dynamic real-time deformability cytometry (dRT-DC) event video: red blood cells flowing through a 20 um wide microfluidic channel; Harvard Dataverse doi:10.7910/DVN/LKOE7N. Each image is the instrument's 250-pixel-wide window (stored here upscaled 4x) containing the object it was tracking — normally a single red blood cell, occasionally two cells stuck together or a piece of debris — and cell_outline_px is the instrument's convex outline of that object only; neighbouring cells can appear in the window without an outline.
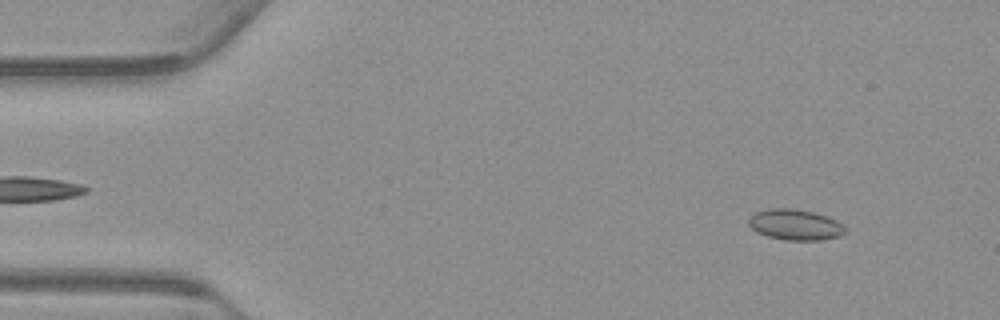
{"species": "common noctule bat (a hibernating species)", "species_latin": "Nyctalus noctula", "temperature_condition": "warm", "stored_images_in_passage": 54, "camera_frame_rate_fps": 3000, "um_per_image_px": 0.085, "animal": {"sex": "male", "body_mass_g": 23.1, "forearm_length_mm": 52.7}, "frame": {"image": 1, "passage_image": 5, "time_ms": 1.333, "image_size_px": [1000, 320], "cell_outline_px": [[844, 232], [840, 236], [820, 240], [784, 240], [768, 236], [756, 232], [748, 224], [748, 220], [756, 212], [768, 208], [792, 208], [812, 212], [836, 220], [844, 228]], "centroid_in_image_um": [67.54, 19.1], "position_along_channel_um": 17.5, "area_um2": 17.05}}
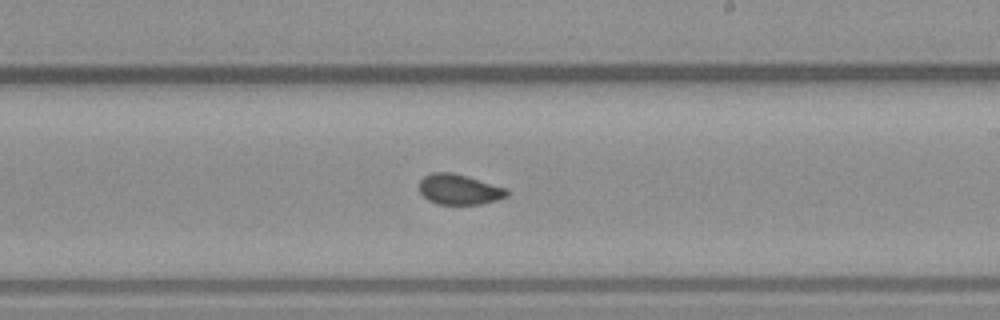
{"frame": {"image": 2, "passage_image": 31, "time_ms": 10.0, "image_size_px": [1000, 320], "cell_outline_px": [[508, 196], [484, 204], [436, 204], [428, 200], [420, 192], [420, 180], [424, 176], [432, 172], [452, 172], [508, 188]], "centroid_in_image_um": [39.04, 16.1], "position_along_channel_um": 250.0, "area_um2": 15.55}}
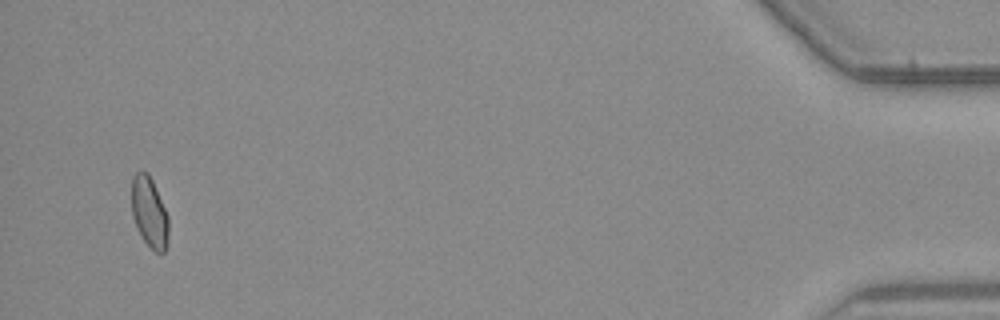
{"frame": {"image": 3, "passage_image": 52, "time_ms": 17.0, "image_size_px": [1000, 320], "cell_outline_px": [[168, 244], [164, 252], [156, 252], [144, 240], [132, 216], [132, 176], [136, 172], [148, 172], [156, 188], [168, 216]], "centroid_in_image_um": [12.7, 18.03], "position_along_channel_um": 422.5, "area_um2": 14.97}, "authors_computed_cell_mechanics": {"area_um2": 15.8661, "velocity_mm_per_s": 3.7584, "shape_relaxation_time_tau1_ms": null, "shape_relaxation_time_tau2_ms": 0.8873, "deformation_change_tau1": null, "deformation_change_tau2": 0.0573}}